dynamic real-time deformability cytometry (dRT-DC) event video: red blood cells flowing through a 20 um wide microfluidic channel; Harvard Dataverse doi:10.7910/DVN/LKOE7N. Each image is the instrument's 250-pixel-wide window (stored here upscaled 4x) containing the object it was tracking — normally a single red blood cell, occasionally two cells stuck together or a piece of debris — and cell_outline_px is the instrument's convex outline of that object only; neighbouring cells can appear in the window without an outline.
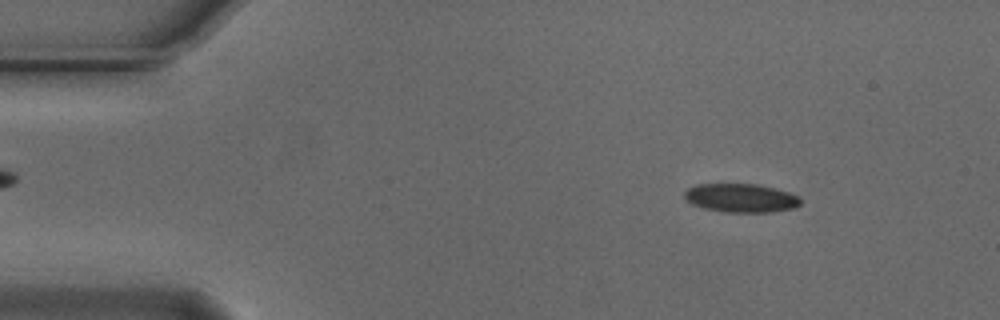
{"species": "Egyptian fruit bat (a non-hibernating species)", "species_latin": "Rousettus aegyptiacus", "temperature_condition": "cold", "stored_images_in_passage": 54, "camera_frame_rate_fps": 3000, "um_per_image_px": 0.085, "animal": {"sex": "male"}, "frame": {"image": 1, "passage_image": 7, "time_ms": 2.0, "image_size_px": [1000, 320], "cell_outline_px": [[800, 204], [792, 208], [768, 212], [724, 212], [704, 208], [692, 204], [684, 196], [684, 192], [688, 188], [696, 184], [760, 184], [776, 188], [800, 196]], "centroid_in_image_um": [62.98, 16.82], "position_along_channel_um": 22.0, "area_um2": 19.36}}
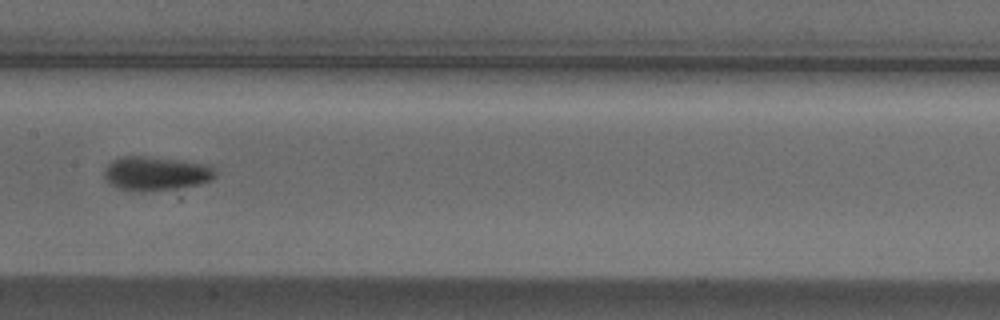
{"frame": {"image": 2, "passage_image": 27, "time_ms": 8.667, "image_size_px": [1000, 320], "cell_outline_px": [[216, 176], [212, 180], [200, 184], [176, 188], [140, 192], [120, 188], [108, 184], [104, 176], [104, 172], [108, 164], [112, 160], [120, 156], [148, 156], [208, 164], [216, 172]], "centroid_in_image_um": [13.24, 14.74], "position_along_channel_um": 194.2, "area_um2": 22.08}}
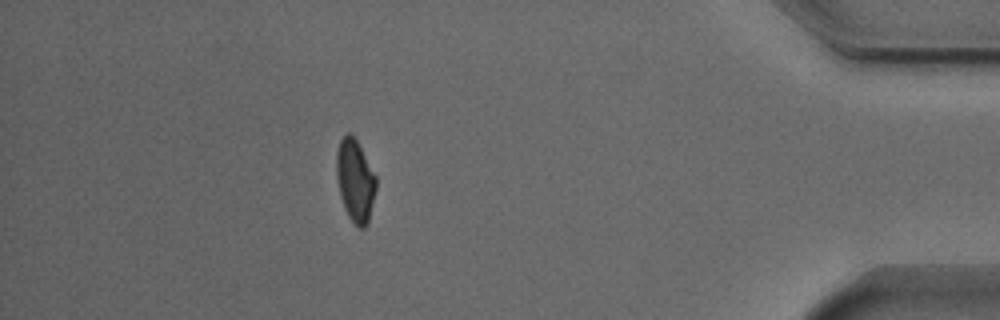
{"frame": {"image": 3, "passage_image": 48, "time_ms": 15.667, "image_size_px": [1000, 320], "cell_outline_px": [[376, 188], [368, 220], [364, 228], [356, 228], [348, 216], [344, 208], [340, 196], [336, 176], [336, 152], [340, 140], [348, 132], [352, 132], [376, 176]], "centroid_in_image_um": [30.17, 15.34], "position_along_channel_um": 405.0, "area_um2": 19.02}, "authors_computed_cell_mechanics": {"area_um2": 19.9121, "velocity_mm_per_s": 3.7456, "shape_relaxation_time_tau1_ms": 3.1113, "shape_relaxation_time_tau2_ms": 3.4841, "deformation_change_tau1": 0.1032, "deformation_change_tau2": 0.062}}